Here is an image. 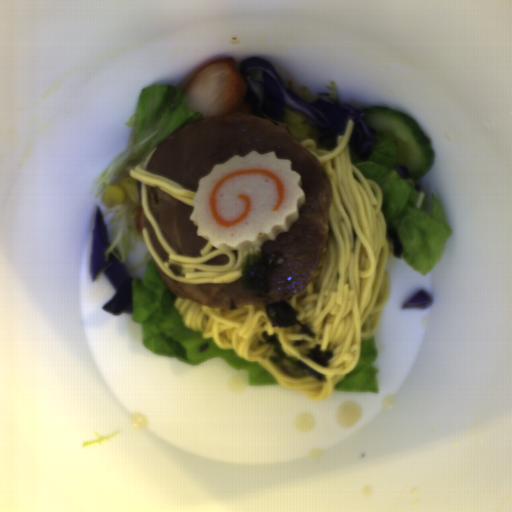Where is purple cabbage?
<instances>
[{
    "instance_id": "obj_1",
    "label": "purple cabbage",
    "mask_w": 512,
    "mask_h": 512,
    "mask_svg": "<svg viewBox=\"0 0 512 512\" xmlns=\"http://www.w3.org/2000/svg\"><path fill=\"white\" fill-rule=\"evenodd\" d=\"M239 69L248 88L243 100L253 117L280 125L289 133L286 116L298 112L312 129L309 138L320 149L332 151L337 147V136L344 133L348 120H352L349 148L361 160L369 159L377 141V131L366 124L363 109L333 100L327 92L318 95L317 100L307 102L287 88L272 64L261 57L246 58Z\"/></svg>"
},
{
    "instance_id": "obj_2",
    "label": "purple cabbage",
    "mask_w": 512,
    "mask_h": 512,
    "mask_svg": "<svg viewBox=\"0 0 512 512\" xmlns=\"http://www.w3.org/2000/svg\"><path fill=\"white\" fill-rule=\"evenodd\" d=\"M110 246L107 226L101 209L96 206L92 229L91 264L89 274L95 281L105 274L116 290L115 295L103 305V310L112 314L133 313V278L126 265L114 253L105 254Z\"/></svg>"
},
{
    "instance_id": "obj_3",
    "label": "purple cabbage",
    "mask_w": 512,
    "mask_h": 512,
    "mask_svg": "<svg viewBox=\"0 0 512 512\" xmlns=\"http://www.w3.org/2000/svg\"><path fill=\"white\" fill-rule=\"evenodd\" d=\"M433 302V297L426 290H419L402 307L403 310H421L428 308Z\"/></svg>"
},
{
    "instance_id": "obj_4",
    "label": "purple cabbage",
    "mask_w": 512,
    "mask_h": 512,
    "mask_svg": "<svg viewBox=\"0 0 512 512\" xmlns=\"http://www.w3.org/2000/svg\"><path fill=\"white\" fill-rule=\"evenodd\" d=\"M396 173L401 176L403 179H407L409 177V171H408V168L406 166H403V165H396L394 168H393Z\"/></svg>"
}]
</instances>
